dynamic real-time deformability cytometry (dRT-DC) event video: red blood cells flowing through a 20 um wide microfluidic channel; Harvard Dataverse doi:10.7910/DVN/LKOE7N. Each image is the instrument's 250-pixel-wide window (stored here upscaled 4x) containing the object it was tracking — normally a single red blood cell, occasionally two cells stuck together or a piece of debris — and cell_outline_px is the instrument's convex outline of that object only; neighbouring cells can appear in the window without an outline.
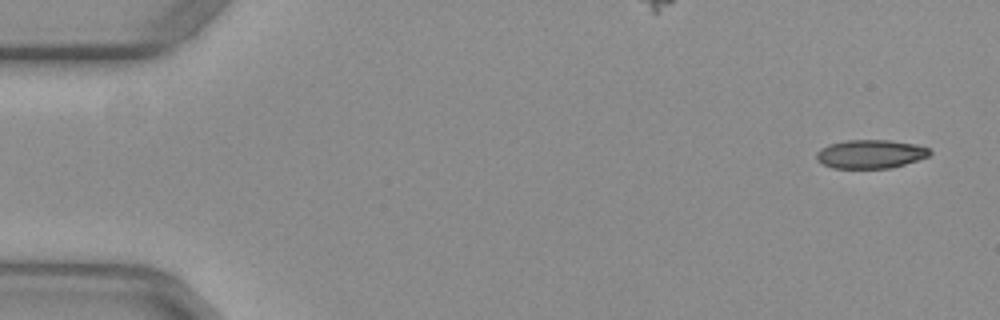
{"species": "common noctule bat (a hibernating species)", "species_latin": "Nyctalus noctula", "temperature_condition": "warm", "stored_images_in_passage": 51, "camera_frame_rate_fps": 3000, "um_per_image_px": 0.085, "animal": {"sex": "female", "body_mass_g": 29.2, "forearm_length_mm": 56.3}, "frame": {"image": 1, "passage_image": 1, "time_ms": 0.0, "image_size_px": [1000, 320], "cell_outline_px": [[932, 152], [928, 156], [892, 168], [832, 168], [816, 160], [816, 152], [820, 148], [828, 144], [844, 140], [888, 140], [916, 144], [928, 148]], "centroid_in_image_um": [73.95, 13.09], "position_along_channel_um": 11.0, "area_um2": 18.96}}
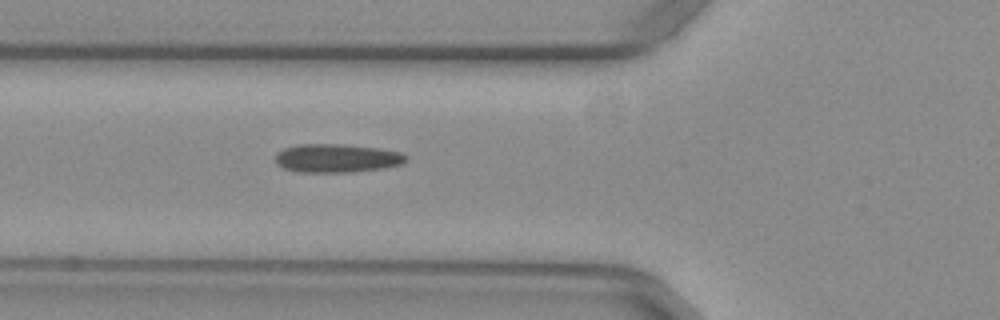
{"frame": {"image": 2, "passage_image": 18, "time_ms": 5.667, "image_size_px": [1000, 320], "cell_outline_px": [[404, 160], [400, 164], [384, 168], [352, 172], [296, 172], [284, 168], [276, 164], [276, 152], [284, 148], [296, 144], [340, 144], [380, 148], [400, 152], [404, 156]], "centroid_in_image_um": [28.56, 13.44], "position_along_channel_um": 97.2, "area_um2": 21.68}}
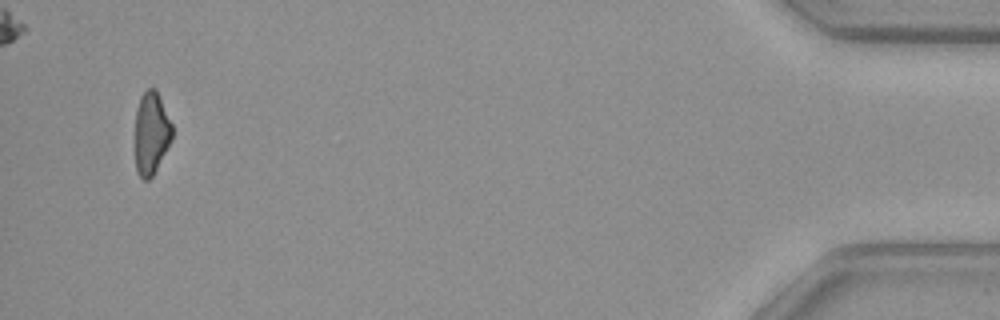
{"frame": {"image": 3, "passage_image": 49, "time_ms": 16.0, "image_size_px": [1000, 320], "cell_outline_px": [[172, 140], [152, 176], [148, 180], [144, 180], [136, 172], [136, 108], [140, 96], [148, 88], [156, 88], [172, 124]], "centroid_in_image_um": [12.86, 11.3], "position_along_channel_um": 422.3, "area_um2": 17.74}, "authors_computed_cell_mechanics": {"area_um2": 20.4612, "velocity_mm_per_s": 3.9683, "shape_relaxation_time_tau1_ms": null, "shape_relaxation_time_tau2_ms": 4.6189, "deformation_change_tau1": null, "deformation_change_tau2": 0.1157}}